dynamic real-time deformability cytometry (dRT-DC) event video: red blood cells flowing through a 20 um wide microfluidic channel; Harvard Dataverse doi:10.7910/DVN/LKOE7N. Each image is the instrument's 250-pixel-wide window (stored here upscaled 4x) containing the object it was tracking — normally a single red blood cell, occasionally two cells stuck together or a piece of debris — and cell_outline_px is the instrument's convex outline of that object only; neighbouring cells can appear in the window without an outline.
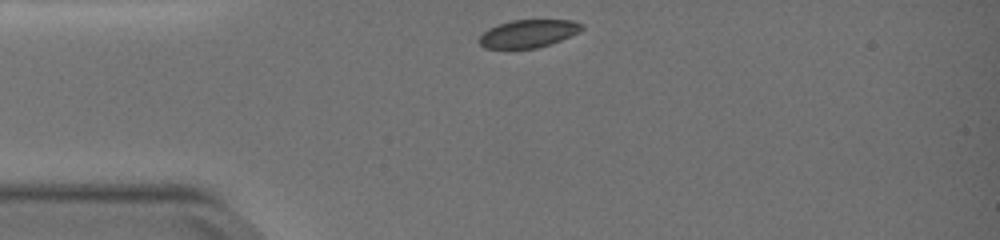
{"species": "common noctule bat (a hibernating species)", "species_latin": "Nyctalus noctula", "temperature_condition": "warm", "stored_images_in_passage": 33, "camera_frame_rate_fps": 3000, "um_per_image_px": 0.085, "animal": {"sex": "female", "body_mass_g": 19.0, "forearm_length_mm": 51.5}, "frame": {"image": 1, "passage_image": 1, "time_ms": 0.0, "image_size_px": [1000, 240], "cell_outline_px": [[584, 28], [580, 32], [560, 40], [536, 48], [484, 48], [476, 40], [488, 28], [512, 20], [572, 20], [584, 24]], "centroid_in_image_um": [44.91, 2.85], "position_along_channel_um": 40.1, "area_um2": 16.59}}
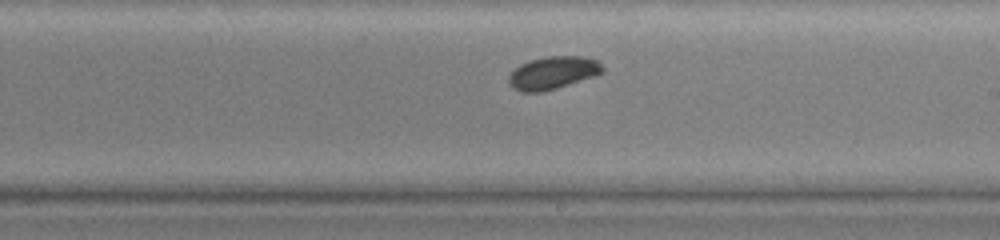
{"frame": {"image": 2, "passage_image": 19, "time_ms": 6.0, "image_size_px": [1000, 240], "cell_outline_px": [[604, 72], [596, 76], [544, 92], [520, 92], [512, 88], [508, 84], [508, 76], [520, 64], [528, 60], [548, 56], [584, 56], [600, 60], [604, 68]], "centroid_in_image_um": [47.02, 6.19], "position_along_channel_um": 242.0, "area_um2": 18.32}}
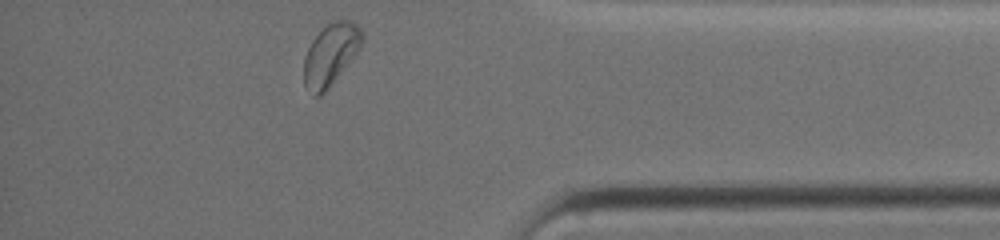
{"frame": {"image": 3, "passage_image": 33, "time_ms": 10.667, "image_size_px": [1000, 240], "cell_outline_px": [[364, 40], [356, 52], [328, 88], [320, 96], [312, 96], [304, 84], [304, 56], [312, 40], [328, 24], [336, 20], [352, 20], [360, 28], [364, 36]], "centroid_in_image_um": [28.09, 4.63], "position_along_channel_um": 407.1, "area_um2": 20.52}, "authors_computed_cell_mechanics": {"area_um2": 17.8602, "velocity_mm_per_s": 3.7997, "shape_relaxation_time_tau1_ms": 1.3996, "shape_relaxation_time_tau2_ms": null, "deformation_change_tau1": 0.0616, "deformation_change_tau2": null}}